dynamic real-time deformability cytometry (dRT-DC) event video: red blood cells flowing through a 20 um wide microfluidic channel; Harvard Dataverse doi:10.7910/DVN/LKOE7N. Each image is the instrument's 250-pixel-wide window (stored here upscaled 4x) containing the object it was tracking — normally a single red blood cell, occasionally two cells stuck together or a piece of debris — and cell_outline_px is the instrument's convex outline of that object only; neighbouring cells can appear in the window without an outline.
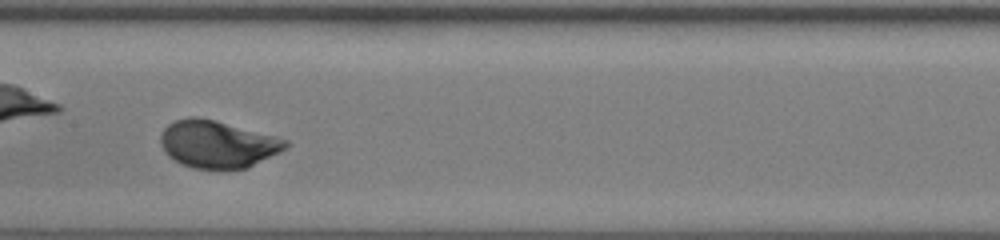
{"species": "human", "species_latin": "Homo sapiens", "temperature_condition": "room temperature", "stored_images_in_passage": 28, "camera_frame_rate_fps": 3000, "um_per_image_px": 0.085, "donor": {"sex": "female"}, "frame": {"image": 1, "passage_image": 13, "time_ms": 4.0, "image_size_px": [1000, 240], "cell_outline_px": [[292, 144], [288, 148], [248, 168], [192, 168], [180, 164], [168, 156], [164, 152], [160, 144], [160, 136], [164, 128], [168, 124], [176, 120], [192, 116], [196, 116], [216, 120], [276, 136], [288, 140]], "centroid_in_image_um": [18.5, 12.24], "position_along_channel_um": 188.9, "area_um2": 34.74}}
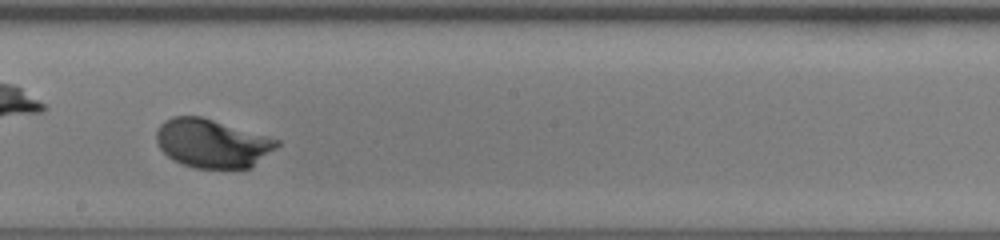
{"frame": {"image": 2, "passage_image": 16, "time_ms": 5.0, "image_size_px": [1000, 240], "cell_outline_px": [[280, 144], [276, 148], [252, 168], [196, 168], [180, 164], [172, 160], [160, 148], [156, 140], [156, 132], [160, 124], [164, 120], [172, 116], [200, 116], [280, 140]], "centroid_in_image_um": [18.02, 12.19], "position_along_channel_um": 230.2, "area_um2": 34.16}, "authors_computed_cell_mechanics": {"area_um2": 33.6107, "velocity_mm_per_s": 4.1527, "shape_relaxation_time_tau1_ms": 1.8909, "shape_relaxation_time_tau2_ms": null, "deformation_change_tau1": 0.1198, "deformation_change_tau2": null}}